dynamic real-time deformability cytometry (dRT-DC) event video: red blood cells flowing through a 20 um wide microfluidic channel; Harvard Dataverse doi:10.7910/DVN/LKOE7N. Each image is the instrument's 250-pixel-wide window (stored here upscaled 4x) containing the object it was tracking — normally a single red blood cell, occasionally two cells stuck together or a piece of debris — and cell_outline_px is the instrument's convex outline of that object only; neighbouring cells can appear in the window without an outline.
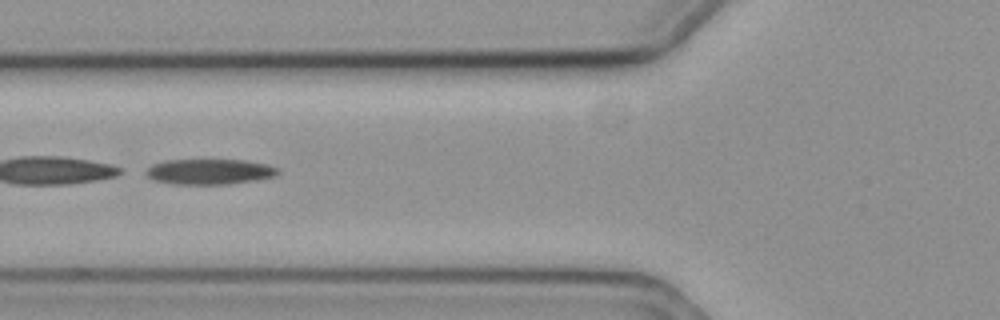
{"species": "common noctule bat (a hibernating species)", "species_latin": "Nyctalus noctula", "temperature_condition": "cold", "stored_images_in_passage": 47, "camera_frame_rate_fps": 3000, "um_per_image_px": 0.085, "animal": {"sex": "female", "body_mass_g": 19.3, "forearm_length_mm": 54.1}, "frame": {"image": 1, "passage_image": 14, "time_ms": 4.333, "image_size_px": [1000, 320], "cell_outline_px": [[280, 172], [276, 176], [260, 180], [228, 184], [172, 184], [156, 180], [148, 176], [144, 172], [152, 164], [164, 160], [244, 160], [268, 164], [276, 168]], "centroid_in_image_um": [17.84, 14.59], "position_along_channel_um": 108.0, "area_um2": 19.65}}
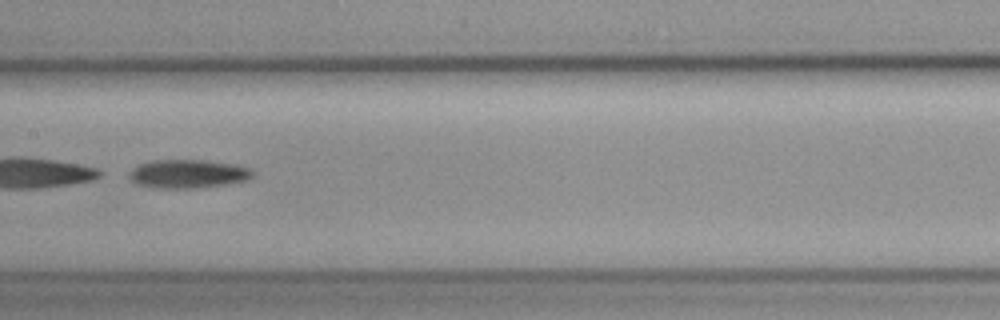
{"frame": {"image": 2, "passage_image": 21, "time_ms": 6.667, "image_size_px": [1000, 320], "cell_outline_px": [[256, 176], [248, 180], [224, 184], [196, 188], [152, 188], [136, 184], [128, 176], [132, 168], [148, 160], [204, 160], [236, 164], [252, 168]], "centroid_in_image_um": [16.0, 14.77], "position_along_channel_um": 191.4, "area_um2": 20.87}}
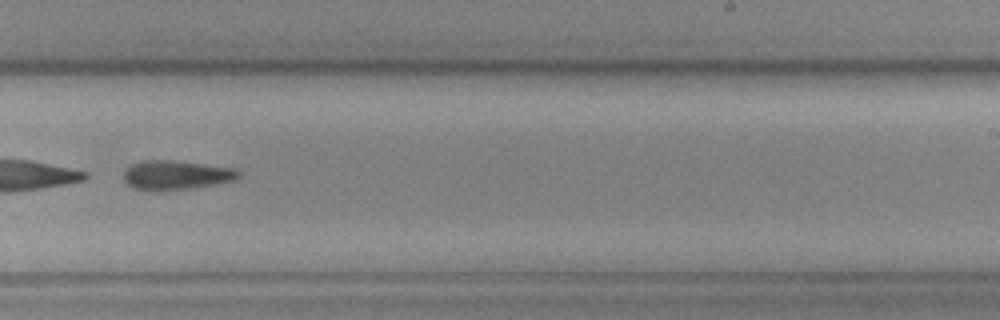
{"frame": {"image": 3, "passage_image": 28, "time_ms": 9.0, "image_size_px": [1000, 320], "cell_outline_px": [[240, 176], [236, 180], [188, 188], [132, 188], [124, 180], [124, 168], [128, 164], [144, 160], [172, 160], [236, 168], [240, 172]], "centroid_in_image_um": [14.97, 14.82], "position_along_channel_um": 274.0, "area_um2": 19.02}}